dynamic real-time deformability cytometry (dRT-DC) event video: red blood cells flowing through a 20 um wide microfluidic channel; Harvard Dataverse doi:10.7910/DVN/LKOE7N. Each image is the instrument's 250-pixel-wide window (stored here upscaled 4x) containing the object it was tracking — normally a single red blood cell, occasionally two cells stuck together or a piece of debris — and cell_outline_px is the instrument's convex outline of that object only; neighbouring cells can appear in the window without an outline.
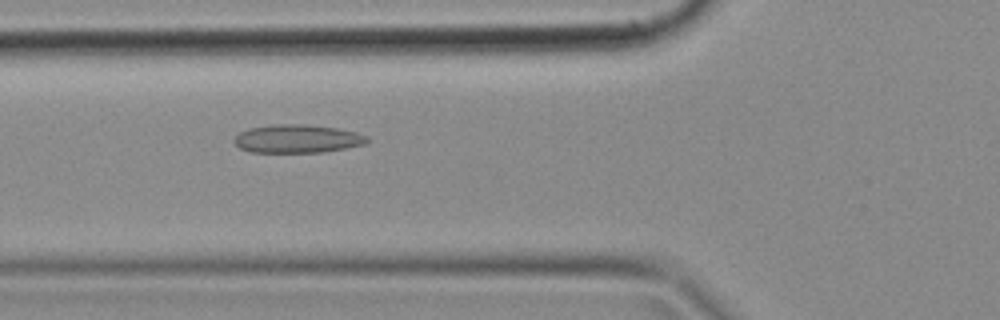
{"species": "common noctule bat (a hibernating species)", "species_latin": "Nyctalus noctula", "temperature_condition": "cold", "stored_images_in_passage": 50, "camera_frame_rate_fps": 3000, "um_per_image_px": 0.085, "animal": {"sex": "female", "body_mass_g": 18.4}, "frame": {"image": 1, "passage_image": 18, "time_ms": 5.667, "image_size_px": [1000, 320], "cell_outline_px": [[368, 140], [364, 144], [324, 152], [252, 152], [240, 148], [232, 140], [240, 132], [248, 128], [272, 124], [304, 124], [336, 128], [356, 132], [368, 136]], "centroid_in_image_um": [25.25, 11.79], "position_along_channel_um": 100.6, "area_um2": 21.85}}
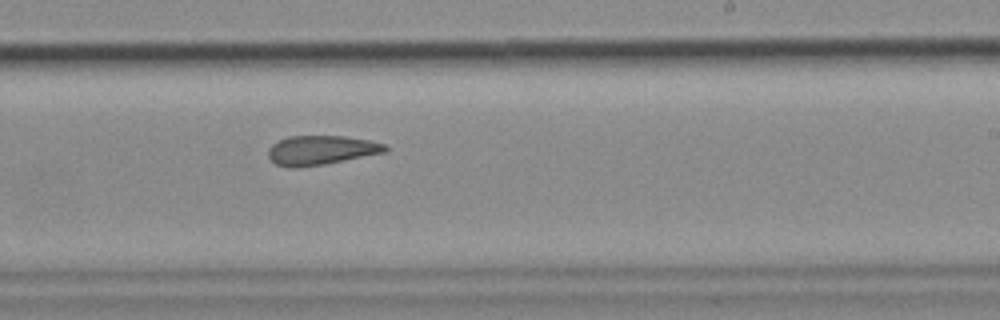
{"frame": {"image": 2, "passage_image": 30, "time_ms": 9.667, "image_size_px": [1000, 320], "cell_outline_px": [[388, 152], [324, 164], [300, 168], [292, 168], [276, 164], [268, 156], [268, 148], [272, 144], [288, 136], [344, 136], [368, 140], [384, 144], [388, 148]], "centroid_in_image_um": [27.29, 12.77], "position_along_channel_um": 261.7, "area_um2": 20.0}}
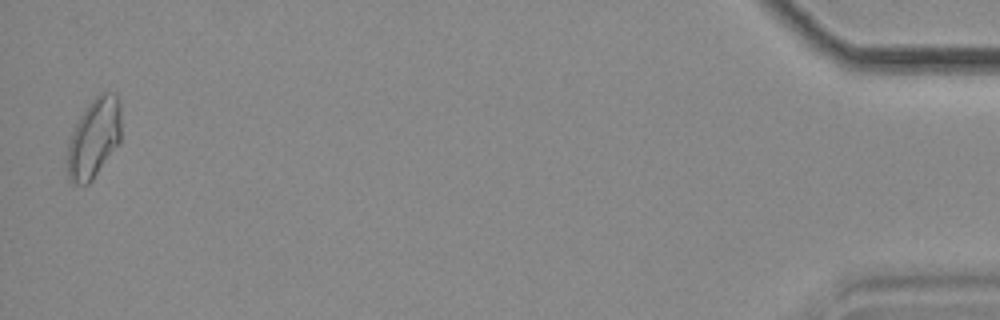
{"frame": {"image": 3, "passage_image": 49, "time_ms": 16.0, "image_size_px": [1000, 320], "cell_outline_px": [[120, 144], [92, 180], [88, 184], [76, 184], [68, 180], [64, 160], [68, 136], [72, 128], [88, 104], [100, 92], [116, 92], [120, 108]], "centroid_in_image_um": [7.93, 11.77], "position_along_channel_um": 427.3, "area_um2": 25.89}}